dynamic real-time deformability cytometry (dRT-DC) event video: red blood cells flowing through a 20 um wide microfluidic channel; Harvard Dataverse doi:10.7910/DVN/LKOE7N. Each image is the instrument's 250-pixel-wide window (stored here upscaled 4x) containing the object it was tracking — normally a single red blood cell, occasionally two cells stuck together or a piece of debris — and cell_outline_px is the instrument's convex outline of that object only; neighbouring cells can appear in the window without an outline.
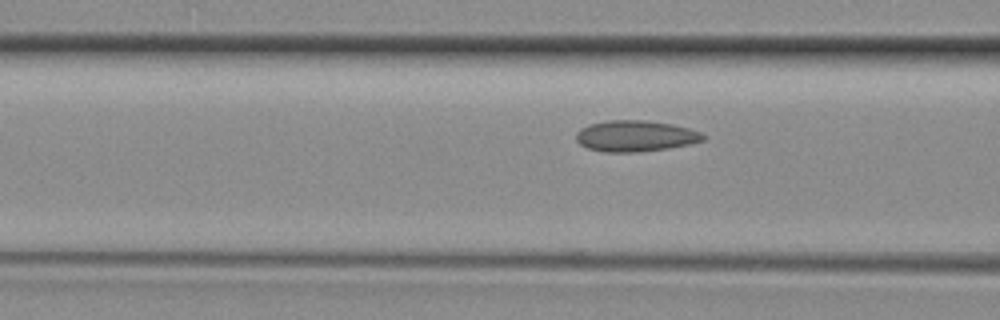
{"species": "common noctule bat (a hibernating species)", "species_latin": "Nyctalus noctula", "temperature_condition": "room temperature", "stored_images_in_passage": 6, "camera_frame_rate_fps": 3000, "um_per_image_px": 0.085, "animal": {"sex": "female", "body_mass_g": 29.2, "forearm_length_mm": 56.3}, "frame": {"image": 1, "passage_image": 5, "time_ms": 1.333, "image_size_px": [1000, 320], "cell_outline_px": [[708, 136], [704, 140], [688, 144], [668, 148], [636, 152], [604, 152], [588, 148], [580, 144], [576, 140], [576, 132], [580, 128], [588, 124], [608, 120], [644, 120], [672, 124], [688, 128], [700, 132]], "centroid_in_image_um": [53.99, 11.55], "position_along_channel_um": 112.6, "area_um2": 23.06}}